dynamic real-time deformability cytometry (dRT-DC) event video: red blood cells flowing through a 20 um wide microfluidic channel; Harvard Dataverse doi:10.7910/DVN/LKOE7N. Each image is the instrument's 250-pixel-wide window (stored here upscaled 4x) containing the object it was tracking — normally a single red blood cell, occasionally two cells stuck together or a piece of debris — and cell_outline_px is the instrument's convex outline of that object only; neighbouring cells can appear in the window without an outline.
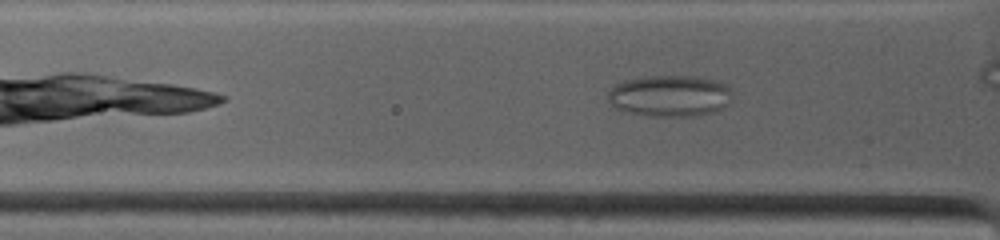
{"species": "common noctule bat (a hibernating species)", "species_latin": "Nyctalus noctula", "temperature_condition": "warm", "stored_images_in_passage": 11, "camera_frame_rate_fps": 4500, "um_per_image_px": 0.085, "animal": {"sex": "female", "body_mass_g": 19.0, "forearm_length_mm": 53.3}, "frame": {"image": 1, "passage_image": 8, "time_ms": 1.778, "image_size_px": [1000, 240], "cell_outline_px": [[732, 104], [716, 112], [696, 116], [652, 116], [620, 112], [608, 100], [608, 92], [616, 84], [624, 80], [648, 76], [696, 76], [720, 80], [728, 84], [732, 92]], "centroid_in_image_um": [57.01, 8.15], "position_along_channel_um": 68.8, "area_um2": 30.87}}